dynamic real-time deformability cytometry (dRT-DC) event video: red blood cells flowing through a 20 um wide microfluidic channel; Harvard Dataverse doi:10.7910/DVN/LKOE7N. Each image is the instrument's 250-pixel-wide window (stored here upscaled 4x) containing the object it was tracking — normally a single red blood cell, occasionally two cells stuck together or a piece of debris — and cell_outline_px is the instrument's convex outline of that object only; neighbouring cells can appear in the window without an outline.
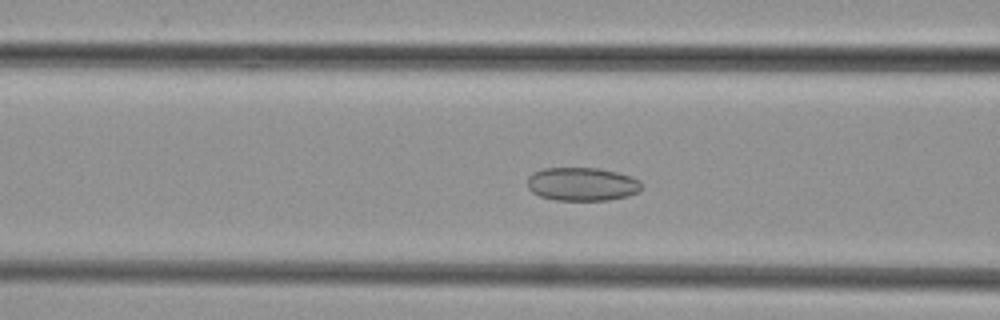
{"species": "common noctule bat (a hibernating species)", "species_latin": "Nyctalus noctula", "temperature_condition": "cold", "stored_images_in_passage": 46, "camera_frame_rate_fps": 3000, "um_per_image_px": 0.085, "animal": {"sex": "female", "body_mass_g": 29.2, "forearm_length_mm": 56.3}, "frame": {"image": 1, "passage_image": 16, "time_ms": 5.0, "image_size_px": [1000, 320], "cell_outline_px": [[644, 184], [636, 192], [628, 196], [608, 200], [556, 200], [540, 196], [532, 192], [528, 188], [528, 176], [532, 172], [544, 168], [600, 168], [616, 172], [640, 180]], "centroid_in_image_um": [49.46, 15.65], "position_along_channel_um": 117.1, "area_um2": 22.25}}
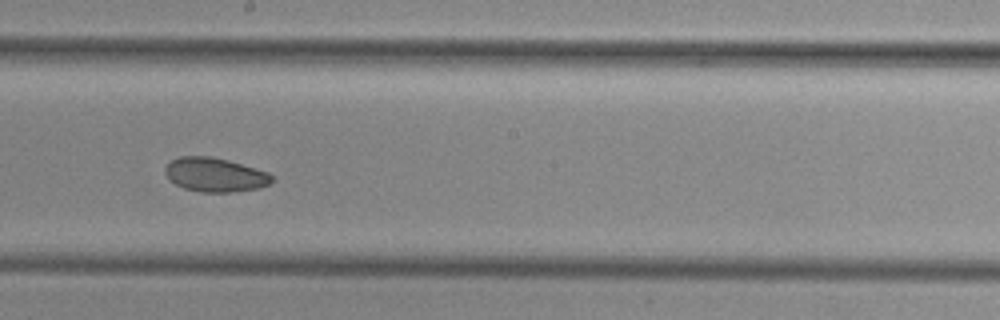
{"frame": {"image": 2, "passage_image": 24, "time_ms": 7.667, "image_size_px": [1000, 320], "cell_outline_px": [[272, 180], [268, 184], [260, 188], [232, 192], [200, 192], [184, 188], [176, 184], [164, 172], [164, 168], [172, 160], [180, 156], [212, 156], [228, 160], [256, 168], [268, 172], [272, 176]], "centroid_in_image_um": [18.28, 14.85], "position_along_channel_um": 229.9, "area_um2": 21.1}}
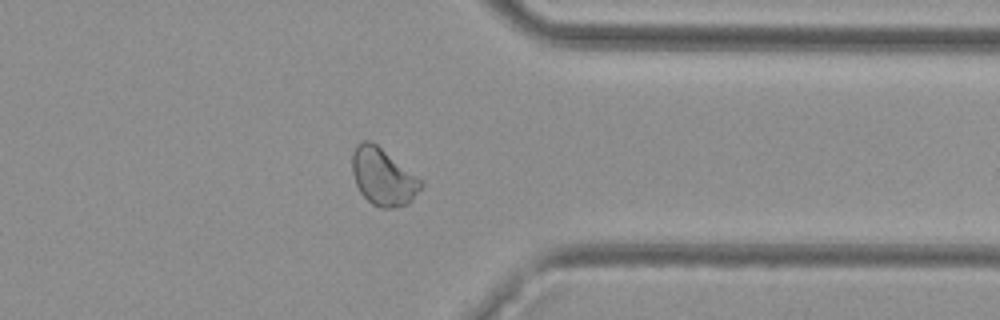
{"frame": {"image": 3, "passage_image": 35, "time_ms": 11.333, "image_size_px": [1000, 320], "cell_outline_px": [[424, 184], [408, 204], [396, 208], [380, 208], [372, 204], [360, 192], [356, 184], [352, 172], [352, 152], [356, 144], [364, 140], [368, 140], [376, 144], [420, 180]], "centroid_in_image_um": [32.52, 15.05], "position_along_channel_um": 378.9, "area_um2": 22.48}}